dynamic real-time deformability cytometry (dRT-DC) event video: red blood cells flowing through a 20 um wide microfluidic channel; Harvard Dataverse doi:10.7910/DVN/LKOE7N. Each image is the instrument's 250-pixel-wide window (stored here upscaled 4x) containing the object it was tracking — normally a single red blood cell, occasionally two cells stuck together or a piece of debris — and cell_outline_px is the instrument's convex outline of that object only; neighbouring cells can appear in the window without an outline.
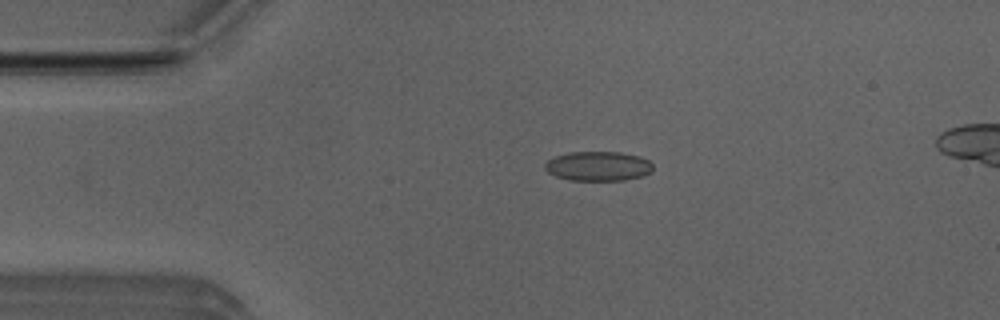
{"species": "Egyptian fruit bat (a non-hibernating species)", "species_latin": "Rousettus aegyptiacus", "temperature_condition": "room temperature", "stored_images_in_passage": 4, "camera_frame_rate_fps": 3000, "um_per_image_px": 0.085, "animal": {"sex": "male"}, "frame": {"image": 1, "passage_image": 2, "time_ms": 0.333, "image_size_px": [1000, 320], "cell_outline_px": [[652, 172], [644, 176], [624, 180], [568, 180], [556, 176], [548, 172], [544, 168], [544, 164], [548, 160], [556, 156], [568, 152], [620, 152], [640, 156], [648, 160], [652, 164]], "centroid_in_image_um": [50.85, 14.12], "position_along_channel_um": 34.1, "area_um2": 18.67}}